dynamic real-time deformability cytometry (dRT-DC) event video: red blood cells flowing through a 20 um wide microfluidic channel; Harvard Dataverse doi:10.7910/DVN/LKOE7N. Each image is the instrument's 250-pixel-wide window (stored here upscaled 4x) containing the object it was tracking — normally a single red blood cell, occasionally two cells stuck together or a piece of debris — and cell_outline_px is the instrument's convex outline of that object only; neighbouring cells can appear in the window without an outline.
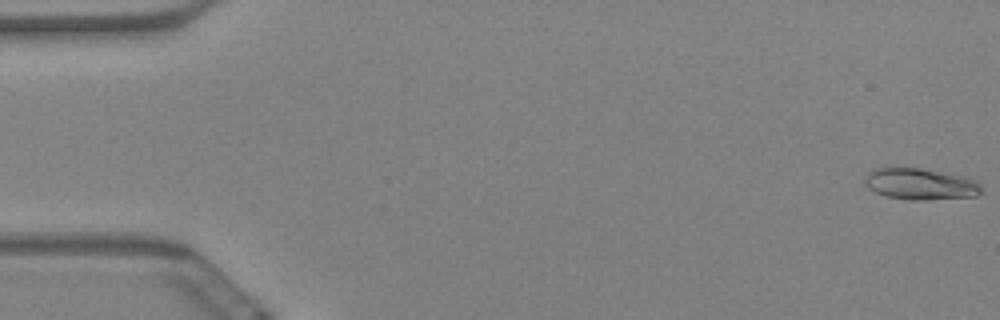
{"species": "Egyptian fruit bat (a non-hibernating species)", "species_latin": "Rousettus aegyptiacus", "temperature_condition": "warm", "stored_images_in_passage": 60, "camera_frame_rate_fps": 3000, "um_per_image_px": 0.085, "animal": {"sex": "female"}, "frame": {"image": 1, "passage_image": 1, "time_ms": 0.0, "image_size_px": [1000, 320], "cell_outline_px": [[984, 188], [976, 196], [928, 200], [912, 200], [884, 196], [868, 188], [864, 184], [864, 180], [868, 172], [876, 168], [888, 164], [900, 164], [960, 176], [976, 180]], "centroid_in_image_um": [78.15, 15.6], "position_along_channel_um": 6.9, "area_um2": 22.08}}
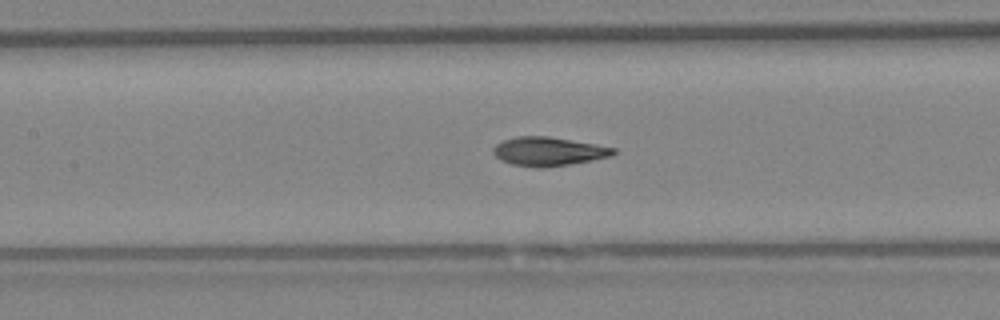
{"frame": {"image": 2, "passage_image": 28, "time_ms": 9.0, "image_size_px": [1000, 320], "cell_outline_px": [[616, 152], [612, 156], [592, 160], [544, 168], [536, 168], [512, 164], [500, 160], [492, 152], [492, 148], [496, 144], [504, 140], [516, 136], [548, 136], [596, 144], [616, 148]], "centroid_in_image_um": [46.6, 12.87], "position_along_channel_um": 160.8, "area_um2": 20.23}}
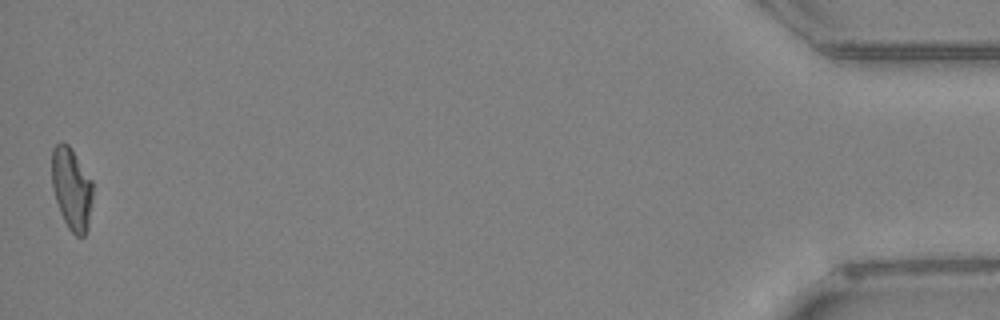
{"frame": {"image": 3, "passage_image": 60, "time_ms": 19.667, "image_size_px": [1000, 320], "cell_outline_px": [[92, 196], [88, 228], [84, 236], [76, 236], [68, 228], [60, 212], [52, 188], [52, 148], [60, 140], [68, 144], [72, 148], [92, 180]], "centroid_in_image_um": [6.08, 16.0], "position_along_channel_um": 429.1, "area_um2": 19.71}, "authors_computed_cell_mechanics": {"area_um2": 20.0566, "velocity_mm_per_s": 3.4135, "shape_relaxation_time_tau1_ms": 4.4809, "shape_relaxation_time_tau2_ms": 1.7749, "deformation_change_tau1": 0.179, "deformation_change_tau2": 0.0887}}